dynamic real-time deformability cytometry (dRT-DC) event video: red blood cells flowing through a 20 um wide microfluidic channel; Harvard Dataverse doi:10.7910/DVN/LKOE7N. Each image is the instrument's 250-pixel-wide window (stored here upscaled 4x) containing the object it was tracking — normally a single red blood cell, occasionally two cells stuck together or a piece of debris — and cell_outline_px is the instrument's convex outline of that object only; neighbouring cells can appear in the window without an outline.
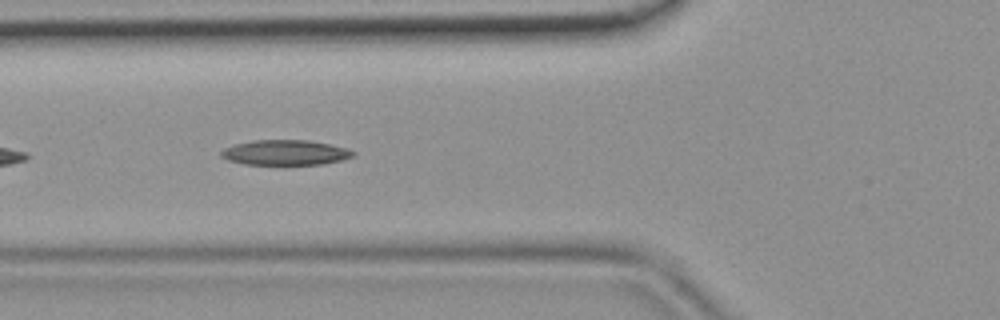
{"species": "common noctule bat (a hibernating species)", "species_latin": "Nyctalus noctula", "temperature_condition": "room temperature", "stored_images_in_passage": 8, "camera_frame_rate_fps": 3000, "um_per_image_px": 0.085, "animal": {"sex": "female", "body_mass_g": 19.9}, "frame": {"image": 1, "passage_image": 5, "time_ms": 1.333, "image_size_px": [1000, 320], "cell_outline_px": [[356, 152], [352, 156], [340, 160], [320, 164], [244, 164], [228, 160], [220, 156], [220, 152], [224, 148], [232, 144], [252, 140], [308, 140], [348, 148]], "centroid_in_image_um": [24.2, 12.95], "position_along_channel_um": 101.6, "area_um2": 19.25}}